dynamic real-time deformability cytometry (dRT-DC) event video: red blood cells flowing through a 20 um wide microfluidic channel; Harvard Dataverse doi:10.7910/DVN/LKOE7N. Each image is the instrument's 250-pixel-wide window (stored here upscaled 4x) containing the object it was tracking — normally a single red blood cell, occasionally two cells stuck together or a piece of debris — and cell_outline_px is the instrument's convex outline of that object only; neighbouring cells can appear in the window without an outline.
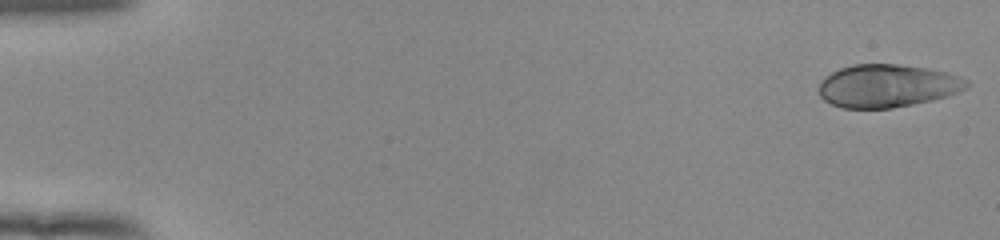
{"species": "human", "species_latin": "Homo sapiens", "temperature_condition": "room temperature", "stored_images_in_passage": 52, "camera_frame_rate_fps": 3000, "um_per_image_px": 0.085, "donor": {"sex": "female"}, "frame": {"image": 1, "passage_image": 1, "time_ms": 0.0, "image_size_px": [1000, 240], "cell_outline_px": [[968, 88], [960, 92], [948, 96], [932, 100], [892, 108], [840, 108], [824, 100], [820, 96], [820, 80], [824, 76], [840, 68], [852, 64], [900, 64], [928, 68], [948, 72], [968, 80]], "centroid_in_image_um": [75.43, 7.29], "position_along_channel_um": 9.6, "area_um2": 37.22}}
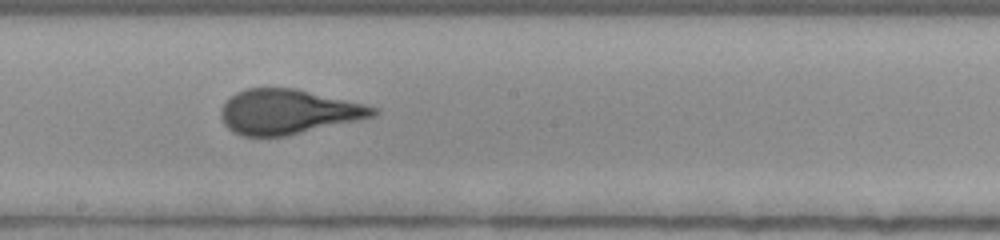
{"frame": {"image": 2, "passage_image": 30, "time_ms": 9.667, "image_size_px": [1000, 240], "cell_outline_px": [[380, 112], [376, 116], [284, 136], [244, 136], [232, 132], [224, 124], [220, 116], [220, 108], [236, 92], [248, 88], [296, 88], [364, 104], [380, 108]], "centroid_in_image_um": [24.49, 9.49], "position_along_channel_um": 223.7, "area_um2": 39.54}}
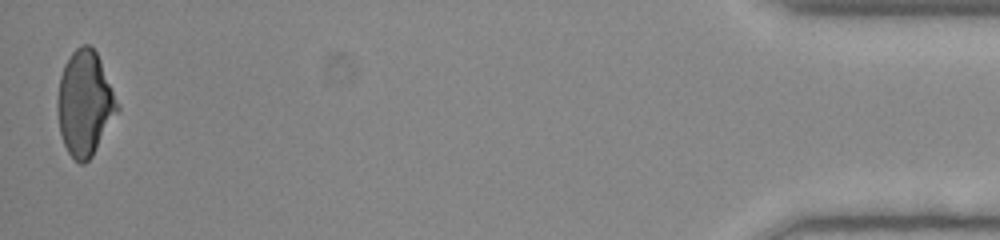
{"frame": {"image": 3, "passage_image": 52, "time_ms": 17.0, "image_size_px": [1000, 240], "cell_outline_px": [[120, 112], [92, 156], [84, 164], [80, 164], [68, 152], [64, 144], [60, 132], [56, 108], [56, 100], [60, 76], [64, 64], [72, 52], [80, 44], [88, 44], [96, 52], [100, 60], [112, 88], [120, 108]], "centroid_in_image_um": [7.21, 8.8], "position_along_channel_um": 428.0, "area_um2": 36.82}, "authors_computed_cell_mechanics": {"area_um2": 38.6682, "velocity_mm_per_s": 3.9274, "shape_relaxation_time_tau1_ms": 6.8261, "shape_relaxation_time_tau2_ms": null, "deformation_change_tau1": 0.215, "deformation_change_tau2": null}}